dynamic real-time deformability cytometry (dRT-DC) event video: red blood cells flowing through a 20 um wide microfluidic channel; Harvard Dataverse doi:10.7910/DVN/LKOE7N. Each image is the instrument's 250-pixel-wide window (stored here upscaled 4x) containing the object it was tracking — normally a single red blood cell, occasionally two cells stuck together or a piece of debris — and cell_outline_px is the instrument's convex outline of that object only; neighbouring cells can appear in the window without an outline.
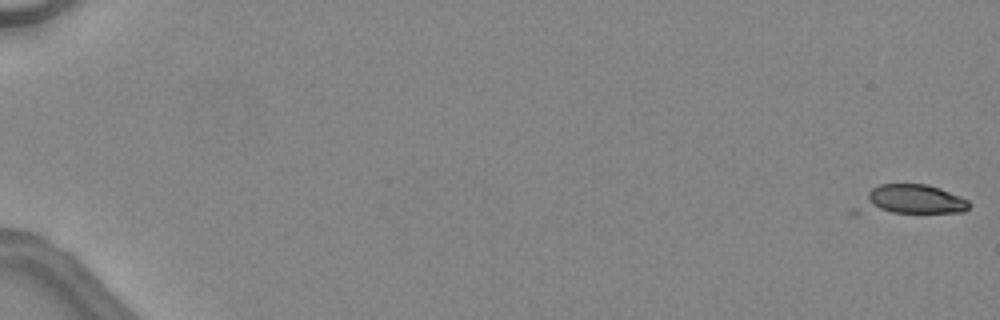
{"species": "common noctule bat (a hibernating species)", "species_latin": "Nyctalus noctula", "temperature_condition": "warm", "stored_images_in_passage": 7, "camera_frame_rate_fps": 3000, "um_per_image_px": 0.085, "animal": {"sex": "female", "body_mass_g": 24.6, "forearm_length_mm": 56.2}, "frame": {"image": 1, "passage_image": 1, "time_ms": 0.0, "image_size_px": [1000, 320], "cell_outline_px": [[972, 204], [964, 212], [856, 216], [852, 216], [848, 212], [872, 188], [880, 184], [928, 184], [940, 188], [960, 196], [968, 200]], "centroid_in_image_um": [77.24, 17.07], "position_along_channel_um": 7.8, "area_um2": 21.04}}